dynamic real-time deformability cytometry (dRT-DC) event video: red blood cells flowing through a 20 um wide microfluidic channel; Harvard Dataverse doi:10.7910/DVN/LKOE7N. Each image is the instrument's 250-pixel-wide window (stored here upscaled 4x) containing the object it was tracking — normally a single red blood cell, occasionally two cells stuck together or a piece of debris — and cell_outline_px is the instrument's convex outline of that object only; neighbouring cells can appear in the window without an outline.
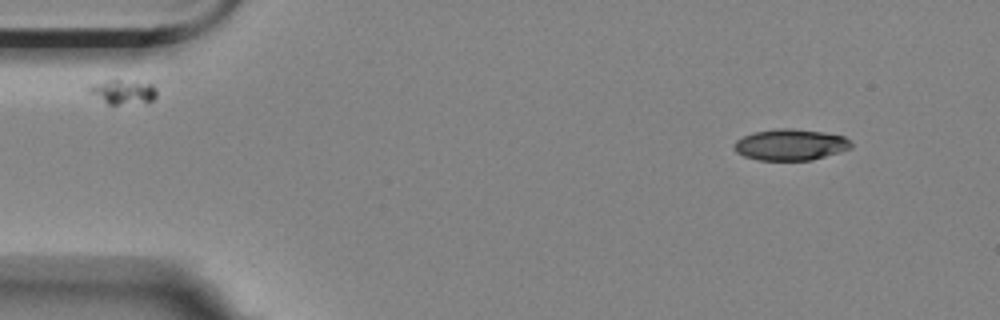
{"species": "Egyptian fruit bat (a non-hibernating species)", "species_latin": "Rousettus aegyptiacus", "temperature_condition": "room temperature", "stored_images_in_passage": 4, "camera_frame_rate_fps": 3000, "um_per_image_px": 0.085, "animal": {"sex": "female"}, "frame": {"image": 1, "passage_image": 2, "time_ms": 0.333, "image_size_px": [1000, 320], "cell_outline_px": [[852, 148], [812, 160], [760, 160], [744, 156], [736, 152], [736, 140], [752, 132], [780, 128], [792, 128], [824, 132], [844, 136], [852, 144]], "centroid_in_image_um": [67.21, 12.29], "position_along_channel_um": 17.8, "area_um2": 21.15}}